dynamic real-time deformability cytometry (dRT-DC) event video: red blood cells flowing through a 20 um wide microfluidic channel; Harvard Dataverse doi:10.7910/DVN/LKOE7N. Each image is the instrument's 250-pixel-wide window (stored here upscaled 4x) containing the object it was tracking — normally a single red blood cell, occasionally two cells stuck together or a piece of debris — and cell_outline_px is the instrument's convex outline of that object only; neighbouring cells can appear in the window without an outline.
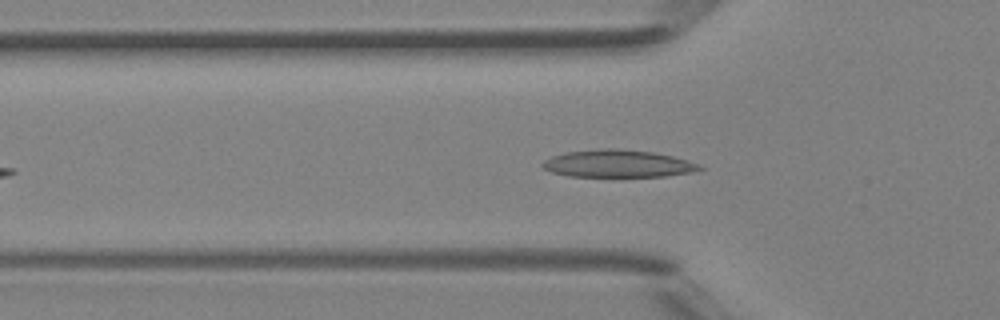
{"species": "Egyptian fruit bat (a non-hibernating species)", "species_latin": "Rousettus aegyptiacus", "temperature_condition": "room temperature", "stored_images_in_passage": 38, "camera_frame_rate_fps": 3000, "um_per_image_px": 0.085, "animal": {"sex": "female"}, "frame": {"image": 1, "passage_image": 9, "time_ms": 2.667, "image_size_px": [1000, 320], "cell_outline_px": [[704, 168], [688, 172], [664, 176], [568, 176], [552, 172], [544, 168], [540, 164], [544, 160], [552, 156], [568, 152], [604, 148], [616, 148], [652, 152], [672, 156], [696, 164]], "centroid_in_image_um": [52.44, 13.9], "position_along_channel_um": 73.4, "area_um2": 24.57}}
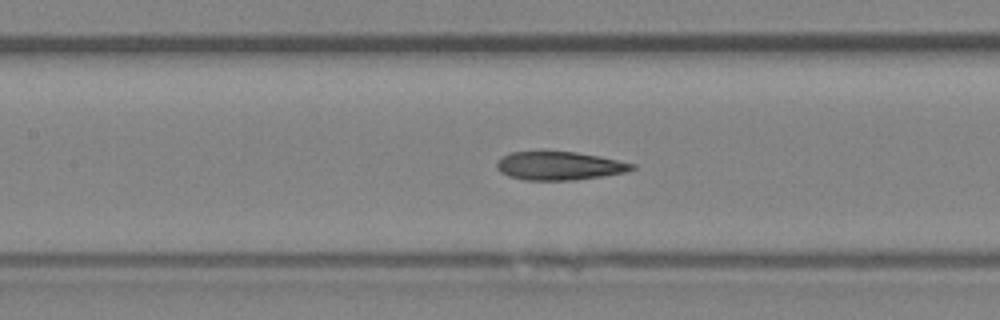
{"frame": {"image": 2, "passage_image": 15, "time_ms": 4.667, "image_size_px": [1000, 320], "cell_outline_px": [[636, 168], [624, 172], [604, 176], [576, 180], [524, 180], [508, 176], [500, 172], [496, 168], [496, 160], [500, 156], [512, 152], [540, 148], [544, 148], [576, 152], [600, 156], [636, 164]], "centroid_in_image_um": [47.46, 14.04], "position_along_channel_um": 159.9, "area_um2": 23.52}}
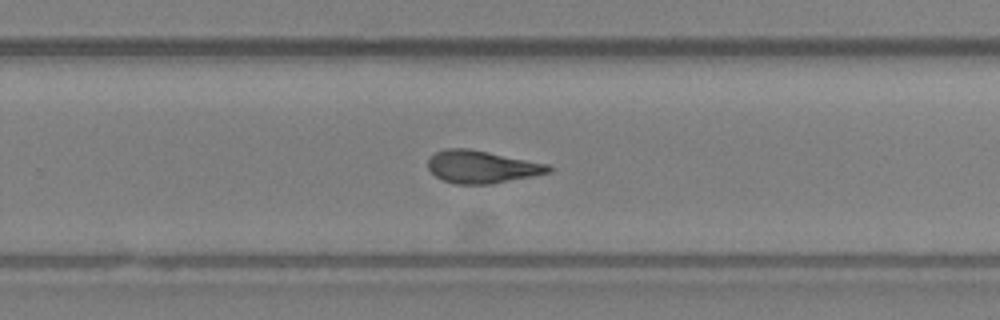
{"frame": {"image": 3, "passage_image": 24, "time_ms": 7.667, "image_size_px": [1000, 320], "cell_outline_px": [[552, 172], [492, 184], [456, 184], [444, 180], [436, 176], [428, 168], [428, 160], [436, 152], [444, 148], [468, 148], [548, 164], [552, 168]], "centroid_in_image_um": [40.95, 14.18], "position_along_channel_um": 288.8, "area_um2": 22.72}, "authors_computed_cell_mechanics": {"area_um2": 22.9177, "velocity_mm_per_s": 4.3149, "shape_relaxation_time_tau1_ms": 5.8963, "shape_relaxation_time_tau2_ms": 2.7523, "deformation_change_tau1": 0.1919, "deformation_change_tau2": 0.085}}